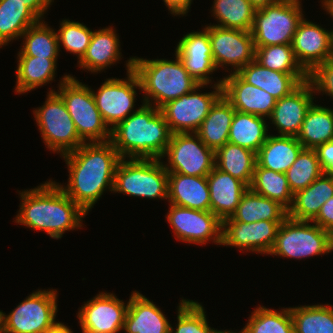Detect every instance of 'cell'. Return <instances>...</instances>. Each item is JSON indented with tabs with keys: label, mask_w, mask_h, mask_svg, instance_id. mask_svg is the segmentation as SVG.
I'll list each match as a JSON object with an SVG mask.
<instances>
[{
	"label": "cell",
	"mask_w": 333,
	"mask_h": 333,
	"mask_svg": "<svg viewBox=\"0 0 333 333\" xmlns=\"http://www.w3.org/2000/svg\"><path fill=\"white\" fill-rule=\"evenodd\" d=\"M69 178L61 189L86 213L107 189L113 191L116 168L122 159L111 141L83 143L62 156Z\"/></svg>",
	"instance_id": "6da1fadb"
},
{
	"label": "cell",
	"mask_w": 333,
	"mask_h": 333,
	"mask_svg": "<svg viewBox=\"0 0 333 333\" xmlns=\"http://www.w3.org/2000/svg\"><path fill=\"white\" fill-rule=\"evenodd\" d=\"M20 196L15 222L45 231L51 238L59 239L65 231L81 228L82 218L87 214L52 180L22 191Z\"/></svg>",
	"instance_id": "7a4b0ae2"
},
{
	"label": "cell",
	"mask_w": 333,
	"mask_h": 333,
	"mask_svg": "<svg viewBox=\"0 0 333 333\" xmlns=\"http://www.w3.org/2000/svg\"><path fill=\"white\" fill-rule=\"evenodd\" d=\"M171 135L160 109L143 103L111 129L110 141L121 158L161 159Z\"/></svg>",
	"instance_id": "3957f363"
},
{
	"label": "cell",
	"mask_w": 333,
	"mask_h": 333,
	"mask_svg": "<svg viewBox=\"0 0 333 333\" xmlns=\"http://www.w3.org/2000/svg\"><path fill=\"white\" fill-rule=\"evenodd\" d=\"M175 56L176 61L133 57V70L138 75L141 91L146 95L144 104L151 105L150 100L153 99V106L160 109L200 85L185 69L177 54Z\"/></svg>",
	"instance_id": "277c9868"
},
{
	"label": "cell",
	"mask_w": 333,
	"mask_h": 333,
	"mask_svg": "<svg viewBox=\"0 0 333 333\" xmlns=\"http://www.w3.org/2000/svg\"><path fill=\"white\" fill-rule=\"evenodd\" d=\"M56 92L64 101L79 137L86 143L111 140V128L103 120L92 90L71 75H65Z\"/></svg>",
	"instance_id": "5b68a950"
},
{
	"label": "cell",
	"mask_w": 333,
	"mask_h": 333,
	"mask_svg": "<svg viewBox=\"0 0 333 333\" xmlns=\"http://www.w3.org/2000/svg\"><path fill=\"white\" fill-rule=\"evenodd\" d=\"M115 193L135 197L167 199L168 172L161 159L122 158L114 177Z\"/></svg>",
	"instance_id": "8992f818"
},
{
	"label": "cell",
	"mask_w": 333,
	"mask_h": 333,
	"mask_svg": "<svg viewBox=\"0 0 333 333\" xmlns=\"http://www.w3.org/2000/svg\"><path fill=\"white\" fill-rule=\"evenodd\" d=\"M310 221L287 217L279 226L270 255L302 259L333 251V235Z\"/></svg>",
	"instance_id": "52a82bcc"
},
{
	"label": "cell",
	"mask_w": 333,
	"mask_h": 333,
	"mask_svg": "<svg viewBox=\"0 0 333 333\" xmlns=\"http://www.w3.org/2000/svg\"><path fill=\"white\" fill-rule=\"evenodd\" d=\"M301 2L277 1L255 10L251 29L254 47L292 44L299 22L303 19Z\"/></svg>",
	"instance_id": "ba28073f"
},
{
	"label": "cell",
	"mask_w": 333,
	"mask_h": 333,
	"mask_svg": "<svg viewBox=\"0 0 333 333\" xmlns=\"http://www.w3.org/2000/svg\"><path fill=\"white\" fill-rule=\"evenodd\" d=\"M44 103L33 113L47 148L62 156L78 149L84 142L62 98L50 90Z\"/></svg>",
	"instance_id": "9c48e42d"
},
{
	"label": "cell",
	"mask_w": 333,
	"mask_h": 333,
	"mask_svg": "<svg viewBox=\"0 0 333 333\" xmlns=\"http://www.w3.org/2000/svg\"><path fill=\"white\" fill-rule=\"evenodd\" d=\"M57 291L37 290L8 315L2 312V333H44L54 326Z\"/></svg>",
	"instance_id": "30bf717a"
},
{
	"label": "cell",
	"mask_w": 333,
	"mask_h": 333,
	"mask_svg": "<svg viewBox=\"0 0 333 333\" xmlns=\"http://www.w3.org/2000/svg\"><path fill=\"white\" fill-rule=\"evenodd\" d=\"M204 86L205 84H200L193 91L160 108L172 134L196 132L211 107L222 96V80L217 81L212 87L215 91L197 93Z\"/></svg>",
	"instance_id": "8fae6325"
},
{
	"label": "cell",
	"mask_w": 333,
	"mask_h": 333,
	"mask_svg": "<svg viewBox=\"0 0 333 333\" xmlns=\"http://www.w3.org/2000/svg\"><path fill=\"white\" fill-rule=\"evenodd\" d=\"M165 155L169 163L164 164L167 172L207 177L215 166L214 151L195 132L173 133Z\"/></svg>",
	"instance_id": "7c38bea8"
},
{
	"label": "cell",
	"mask_w": 333,
	"mask_h": 333,
	"mask_svg": "<svg viewBox=\"0 0 333 333\" xmlns=\"http://www.w3.org/2000/svg\"><path fill=\"white\" fill-rule=\"evenodd\" d=\"M126 67V80L106 79L98 92L92 91L96 107L105 123L112 126L111 129L132 114L137 94L135 89H142L138 75L133 70V58L126 62Z\"/></svg>",
	"instance_id": "4fadbf2b"
},
{
	"label": "cell",
	"mask_w": 333,
	"mask_h": 333,
	"mask_svg": "<svg viewBox=\"0 0 333 333\" xmlns=\"http://www.w3.org/2000/svg\"><path fill=\"white\" fill-rule=\"evenodd\" d=\"M166 216L175 237L186 243L205 244L210 239L222 244V221L211 211H201L170 204Z\"/></svg>",
	"instance_id": "5bb4252c"
},
{
	"label": "cell",
	"mask_w": 333,
	"mask_h": 333,
	"mask_svg": "<svg viewBox=\"0 0 333 333\" xmlns=\"http://www.w3.org/2000/svg\"><path fill=\"white\" fill-rule=\"evenodd\" d=\"M209 32L213 61L217 69L231 65L232 73L255 59V47L251 31L205 26ZM228 64V65H227Z\"/></svg>",
	"instance_id": "9a60e30c"
},
{
	"label": "cell",
	"mask_w": 333,
	"mask_h": 333,
	"mask_svg": "<svg viewBox=\"0 0 333 333\" xmlns=\"http://www.w3.org/2000/svg\"><path fill=\"white\" fill-rule=\"evenodd\" d=\"M129 301L125 303L113 293H99L78 312L82 333H118L123 330Z\"/></svg>",
	"instance_id": "2e32d148"
},
{
	"label": "cell",
	"mask_w": 333,
	"mask_h": 333,
	"mask_svg": "<svg viewBox=\"0 0 333 333\" xmlns=\"http://www.w3.org/2000/svg\"><path fill=\"white\" fill-rule=\"evenodd\" d=\"M282 223L283 221L267 220L244 223L226 218L222 221L221 245L269 255Z\"/></svg>",
	"instance_id": "e0dca14e"
},
{
	"label": "cell",
	"mask_w": 333,
	"mask_h": 333,
	"mask_svg": "<svg viewBox=\"0 0 333 333\" xmlns=\"http://www.w3.org/2000/svg\"><path fill=\"white\" fill-rule=\"evenodd\" d=\"M307 21L299 22L292 41V49L301 67L309 74L317 65L333 58L332 31Z\"/></svg>",
	"instance_id": "ac0fdd59"
},
{
	"label": "cell",
	"mask_w": 333,
	"mask_h": 333,
	"mask_svg": "<svg viewBox=\"0 0 333 333\" xmlns=\"http://www.w3.org/2000/svg\"><path fill=\"white\" fill-rule=\"evenodd\" d=\"M315 91L307 80L301 83L288 96L276 101L269 117L278 129L279 135L297 137L309 107L312 105Z\"/></svg>",
	"instance_id": "d6986e66"
},
{
	"label": "cell",
	"mask_w": 333,
	"mask_h": 333,
	"mask_svg": "<svg viewBox=\"0 0 333 333\" xmlns=\"http://www.w3.org/2000/svg\"><path fill=\"white\" fill-rule=\"evenodd\" d=\"M222 95L237 111L270 117L277 99L267 91L245 82L237 73L222 78Z\"/></svg>",
	"instance_id": "ffe728a7"
},
{
	"label": "cell",
	"mask_w": 333,
	"mask_h": 333,
	"mask_svg": "<svg viewBox=\"0 0 333 333\" xmlns=\"http://www.w3.org/2000/svg\"><path fill=\"white\" fill-rule=\"evenodd\" d=\"M175 54L197 82L206 86L211 83L208 75L216 71L217 67L213 61L209 32L205 28L183 36L177 44Z\"/></svg>",
	"instance_id": "44dd1931"
},
{
	"label": "cell",
	"mask_w": 333,
	"mask_h": 333,
	"mask_svg": "<svg viewBox=\"0 0 333 333\" xmlns=\"http://www.w3.org/2000/svg\"><path fill=\"white\" fill-rule=\"evenodd\" d=\"M237 74L245 82L267 91L277 100L288 96L308 80V73H282L263 67L255 59L242 67Z\"/></svg>",
	"instance_id": "7402d4cb"
},
{
	"label": "cell",
	"mask_w": 333,
	"mask_h": 333,
	"mask_svg": "<svg viewBox=\"0 0 333 333\" xmlns=\"http://www.w3.org/2000/svg\"><path fill=\"white\" fill-rule=\"evenodd\" d=\"M210 211L221 221L231 217L248 187L216 166L207 176Z\"/></svg>",
	"instance_id": "603a6c76"
},
{
	"label": "cell",
	"mask_w": 333,
	"mask_h": 333,
	"mask_svg": "<svg viewBox=\"0 0 333 333\" xmlns=\"http://www.w3.org/2000/svg\"><path fill=\"white\" fill-rule=\"evenodd\" d=\"M171 324L164 313L141 293L134 291L123 330L127 333H170Z\"/></svg>",
	"instance_id": "cb8c5ba5"
},
{
	"label": "cell",
	"mask_w": 333,
	"mask_h": 333,
	"mask_svg": "<svg viewBox=\"0 0 333 333\" xmlns=\"http://www.w3.org/2000/svg\"><path fill=\"white\" fill-rule=\"evenodd\" d=\"M167 199L173 205L210 211V193L207 177L187 176L168 172Z\"/></svg>",
	"instance_id": "d4e9b609"
},
{
	"label": "cell",
	"mask_w": 333,
	"mask_h": 333,
	"mask_svg": "<svg viewBox=\"0 0 333 333\" xmlns=\"http://www.w3.org/2000/svg\"><path fill=\"white\" fill-rule=\"evenodd\" d=\"M333 196V174L323 173L308 187L293 195L288 217L296 221H312L321 206Z\"/></svg>",
	"instance_id": "484cf974"
},
{
	"label": "cell",
	"mask_w": 333,
	"mask_h": 333,
	"mask_svg": "<svg viewBox=\"0 0 333 333\" xmlns=\"http://www.w3.org/2000/svg\"><path fill=\"white\" fill-rule=\"evenodd\" d=\"M294 136L270 135L256 154L260 167L285 173L303 149Z\"/></svg>",
	"instance_id": "4316f807"
},
{
	"label": "cell",
	"mask_w": 333,
	"mask_h": 333,
	"mask_svg": "<svg viewBox=\"0 0 333 333\" xmlns=\"http://www.w3.org/2000/svg\"><path fill=\"white\" fill-rule=\"evenodd\" d=\"M112 27L93 31L91 42L84 56L78 61L79 67L92 73L104 70L121 59L119 39Z\"/></svg>",
	"instance_id": "83f0119b"
},
{
	"label": "cell",
	"mask_w": 333,
	"mask_h": 333,
	"mask_svg": "<svg viewBox=\"0 0 333 333\" xmlns=\"http://www.w3.org/2000/svg\"><path fill=\"white\" fill-rule=\"evenodd\" d=\"M234 113L235 109L222 95L211 107L195 133L207 147L215 152L228 142Z\"/></svg>",
	"instance_id": "f1b7e54d"
},
{
	"label": "cell",
	"mask_w": 333,
	"mask_h": 333,
	"mask_svg": "<svg viewBox=\"0 0 333 333\" xmlns=\"http://www.w3.org/2000/svg\"><path fill=\"white\" fill-rule=\"evenodd\" d=\"M287 217L288 210L279 202L257 194L248 188L230 218L233 221L251 223L262 220L284 221Z\"/></svg>",
	"instance_id": "f546056e"
},
{
	"label": "cell",
	"mask_w": 333,
	"mask_h": 333,
	"mask_svg": "<svg viewBox=\"0 0 333 333\" xmlns=\"http://www.w3.org/2000/svg\"><path fill=\"white\" fill-rule=\"evenodd\" d=\"M265 117L235 110L228 142L257 152L268 138Z\"/></svg>",
	"instance_id": "4dcf8cb0"
},
{
	"label": "cell",
	"mask_w": 333,
	"mask_h": 333,
	"mask_svg": "<svg viewBox=\"0 0 333 333\" xmlns=\"http://www.w3.org/2000/svg\"><path fill=\"white\" fill-rule=\"evenodd\" d=\"M215 166L242 181L248 188L253 179L256 153L239 145L227 142L214 152Z\"/></svg>",
	"instance_id": "1f68e13d"
},
{
	"label": "cell",
	"mask_w": 333,
	"mask_h": 333,
	"mask_svg": "<svg viewBox=\"0 0 333 333\" xmlns=\"http://www.w3.org/2000/svg\"><path fill=\"white\" fill-rule=\"evenodd\" d=\"M297 140L304 148L317 146L333 140V109L312 103L306 112Z\"/></svg>",
	"instance_id": "d6a6232c"
},
{
	"label": "cell",
	"mask_w": 333,
	"mask_h": 333,
	"mask_svg": "<svg viewBox=\"0 0 333 333\" xmlns=\"http://www.w3.org/2000/svg\"><path fill=\"white\" fill-rule=\"evenodd\" d=\"M39 20L20 0L0 1V47L21 38L22 34Z\"/></svg>",
	"instance_id": "836d02e7"
},
{
	"label": "cell",
	"mask_w": 333,
	"mask_h": 333,
	"mask_svg": "<svg viewBox=\"0 0 333 333\" xmlns=\"http://www.w3.org/2000/svg\"><path fill=\"white\" fill-rule=\"evenodd\" d=\"M57 59L18 56L16 93H26L54 80Z\"/></svg>",
	"instance_id": "e575fe53"
},
{
	"label": "cell",
	"mask_w": 333,
	"mask_h": 333,
	"mask_svg": "<svg viewBox=\"0 0 333 333\" xmlns=\"http://www.w3.org/2000/svg\"><path fill=\"white\" fill-rule=\"evenodd\" d=\"M249 188L257 194L279 202L287 210L292 205L293 193L289 188L285 173L260 167L256 163Z\"/></svg>",
	"instance_id": "d590c367"
},
{
	"label": "cell",
	"mask_w": 333,
	"mask_h": 333,
	"mask_svg": "<svg viewBox=\"0 0 333 333\" xmlns=\"http://www.w3.org/2000/svg\"><path fill=\"white\" fill-rule=\"evenodd\" d=\"M294 333H333V306L304 305L291 307Z\"/></svg>",
	"instance_id": "8d00e7d4"
},
{
	"label": "cell",
	"mask_w": 333,
	"mask_h": 333,
	"mask_svg": "<svg viewBox=\"0 0 333 333\" xmlns=\"http://www.w3.org/2000/svg\"><path fill=\"white\" fill-rule=\"evenodd\" d=\"M212 12L220 24L227 29L251 31L256 8L249 0H214Z\"/></svg>",
	"instance_id": "74e56055"
},
{
	"label": "cell",
	"mask_w": 333,
	"mask_h": 333,
	"mask_svg": "<svg viewBox=\"0 0 333 333\" xmlns=\"http://www.w3.org/2000/svg\"><path fill=\"white\" fill-rule=\"evenodd\" d=\"M42 21L39 20L22 34L21 38L25 39L18 56L57 58L60 51L57 33Z\"/></svg>",
	"instance_id": "f35d334b"
},
{
	"label": "cell",
	"mask_w": 333,
	"mask_h": 333,
	"mask_svg": "<svg viewBox=\"0 0 333 333\" xmlns=\"http://www.w3.org/2000/svg\"><path fill=\"white\" fill-rule=\"evenodd\" d=\"M282 311L258 306L244 328L239 333H294L290 308Z\"/></svg>",
	"instance_id": "ab89813d"
},
{
	"label": "cell",
	"mask_w": 333,
	"mask_h": 333,
	"mask_svg": "<svg viewBox=\"0 0 333 333\" xmlns=\"http://www.w3.org/2000/svg\"><path fill=\"white\" fill-rule=\"evenodd\" d=\"M324 173L315 149L303 148L297 159L285 172L293 195L308 187Z\"/></svg>",
	"instance_id": "60d3db41"
},
{
	"label": "cell",
	"mask_w": 333,
	"mask_h": 333,
	"mask_svg": "<svg viewBox=\"0 0 333 333\" xmlns=\"http://www.w3.org/2000/svg\"><path fill=\"white\" fill-rule=\"evenodd\" d=\"M255 60L263 67L282 73H307L298 63L291 44L255 48Z\"/></svg>",
	"instance_id": "b9f144b4"
},
{
	"label": "cell",
	"mask_w": 333,
	"mask_h": 333,
	"mask_svg": "<svg viewBox=\"0 0 333 333\" xmlns=\"http://www.w3.org/2000/svg\"><path fill=\"white\" fill-rule=\"evenodd\" d=\"M205 313L198 302L182 299L178 306L176 330L170 326V333H222V330L208 325Z\"/></svg>",
	"instance_id": "7bdbcfd3"
},
{
	"label": "cell",
	"mask_w": 333,
	"mask_h": 333,
	"mask_svg": "<svg viewBox=\"0 0 333 333\" xmlns=\"http://www.w3.org/2000/svg\"><path fill=\"white\" fill-rule=\"evenodd\" d=\"M57 33L58 46L63 45L67 52L75 54L80 60L91 42L92 33L86 25L80 22L62 20ZM62 45H61V44Z\"/></svg>",
	"instance_id": "ee69618b"
},
{
	"label": "cell",
	"mask_w": 333,
	"mask_h": 333,
	"mask_svg": "<svg viewBox=\"0 0 333 333\" xmlns=\"http://www.w3.org/2000/svg\"><path fill=\"white\" fill-rule=\"evenodd\" d=\"M308 81L315 92L322 91L333 98V58L317 65L308 74Z\"/></svg>",
	"instance_id": "f6af8a7d"
},
{
	"label": "cell",
	"mask_w": 333,
	"mask_h": 333,
	"mask_svg": "<svg viewBox=\"0 0 333 333\" xmlns=\"http://www.w3.org/2000/svg\"><path fill=\"white\" fill-rule=\"evenodd\" d=\"M311 222L333 235V196L321 206L319 213Z\"/></svg>",
	"instance_id": "bcb514c9"
},
{
	"label": "cell",
	"mask_w": 333,
	"mask_h": 333,
	"mask_svg": "<svg viewBox=\"0 0 333 333\" xmlns=\"http://www.w3.org/2000/svg\"><path fill=\"white\" fill-rule=\"evenodd\" d=\"M315 151L324 173L333 174V140L317 146Z\"/></svg>",
	"instance_id": "7dc6e473"
},
{
	"label": "cell",
	"mask_w": 333,
	"mask_h": 333,
	"mask_svg": "<svg viewBox=\"0 0 333 333\" xmlns=\"http://www.w3.org/2000/svg\"><path fill=\"white\" fill-rule=\"evenodd\" d=\"M23 4H25L40 20H42V16L47 11L49 5L53 0H20Z\"/></svg>",
	"instance_id": "c3c4849f"
},
{
	"label": "cell",
	"mask_w": 333,
	"mask_h": 333,
	"mask_svg": "<svg viewBox=\"0 0 333 333\" xmlns=\"http://www.w3.org/2000/svg\"><path fill=\"white\" fill-rule=\"evenodd\" d=\"M173 15H186L192 0H163Z\"/></svg>",
	"instance_id": "681fc988"
},
{
	"label": "cell",
	"mask_w": 333,
	"mask_h": 333,
	"mask_svg": "<svg viewBox=\"0 0 333 333\" xmlns=\"http://www.w3.org/2000/svg\"><path fill=\"white\" fill-rule=\"evenodd\" d=\"M44 333H73L69 327L63 323L57 322L54 326L46 330Z\"/></svg>",
	"instance_id": "f907efd6"
},
{
	"label": "cell",
	"mask_w": 333,
	"mask_h": 333,
	"mask_svg": "<svg viewBox=\"0 0 333 333\" xmlns=\"http://www.w3.org/2000/svg\"><path fill=\"white\" fill-rule=\"evenodd\" d=\"M249 2L256 8L269 6L277 2V0H249Z\"/></svg>",
	"instance_id": "816d5d0a"
},
{
	"label": "cell",
	"mask_w": 333,
	"mask_h": 333,
	"mask_svg": "<svg viewBox=\"0 0 333 333\" xmlns=\"http://www.w3.org/2000/svg\"><path fill=\"white\" fill-rule=\"evenodd\" d=\"M321 3L323 4L322 7H325V11L327 10L333 18V0H323Z\"/></svg>",
	"instance_id": "f5cc1de1"
},
{
	"label": "cell",
	"mask_w": 333,
	"mask_h": 333,
	"mask_svg": "<svg viewBox=\"0 0 333 333\" xmlns=\"http://www.w3.org/2000/svg\"><path fill=\"white\" fill-rule=\"evenodd\" d=\"M0 333H2V311H0Z\"/></svg>",
	"instance_id": "db71d44e"
},
{
	"label": "cell",
	"mask_w": 333,
	"mask_h": 333,
	"mask_svg": "<svg viewBox=\"0 0 333 333\" xmlns=\"http://www.w3.org/2000/svg\"><path fill=\"white\" fill-rule=\"evenodd\" d=\"M277 1H291V2H297V3H300L299 0H277Z\"/></svg>",
	"instance_id": "11a10c76"
},
{
	"label": "cell",
	"mask_w": 333,
	"mask_h": 333,
	"mask_svg": "<svg viewBox=\"0 0 333 333\" xmlns=\"http://www.w3.org/2000/svg\"><path fill=\"white\" fill-rule=\"evenodd\" d=\"M222 333H236V332L224 330Z\"/></svg>",
	"instance_id": "9f6ffc18"
},
{
	"label": "cell",
	"mask_w": 333,
	"mask_h": 333,
	"mask_svg": "<svg viewBox=\"0 0 333 333\" xmlns=\"http://www.w3.org/2000/svg\"><path fill=\"white\" fill-rule=\"evenodd\" d=\"M332 31V55H333V30Z\"/></svg>",
	"instance_id": "6f0895ef"
}]
</instances>
